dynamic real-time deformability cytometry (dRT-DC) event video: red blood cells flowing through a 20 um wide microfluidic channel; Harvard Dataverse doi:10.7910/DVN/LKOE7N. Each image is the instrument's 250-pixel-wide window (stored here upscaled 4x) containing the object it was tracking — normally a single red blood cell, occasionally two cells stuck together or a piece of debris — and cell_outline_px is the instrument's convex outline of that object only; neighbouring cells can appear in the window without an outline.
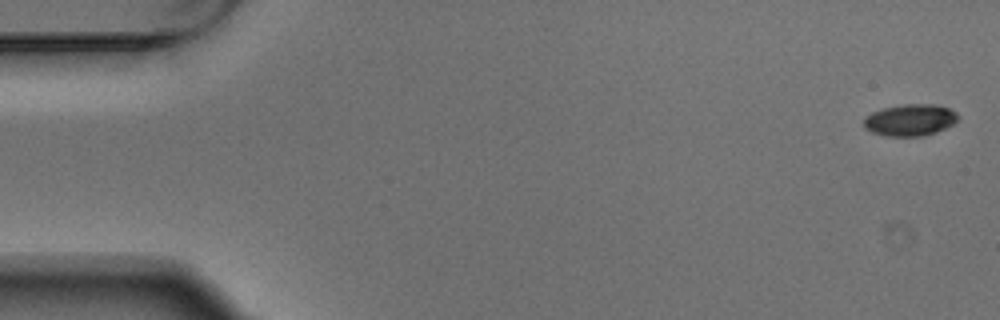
{"species": "Egyptian fruit bat (a non-hibernating species)", "species_latin": "Rousettus aegyptiacus", "temperature_condition": "warm", "stored_images_in_passage": 5, "camera_frame_rate_fps": 3000, "um_per_image_px": 0.085, "animal": {"sex": "male"}, "frame": {"image": 1, "passage_image": 1, "time_ms": 0.0, "image_size_px": [1000, 320], "cell_outline_px": [[960, 116], [952, 124], [936, 132], [924, 136], [888, 136], [872, 132], [864, 128], [864, 120], [872, 112], [884, 108], [904, 104], [936, 104], [948, 108], [956, 112]], "centroid_in_image_um": [77.37, 10.2], "position_along_channel_um": 7.6, "area_um2": 17.28}}
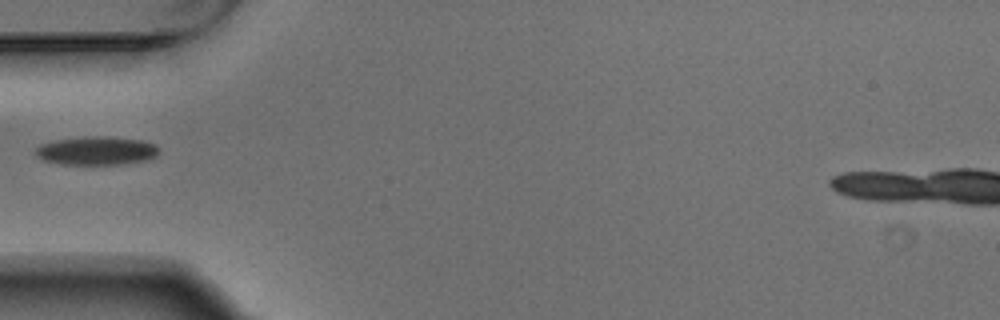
{"frame": {"image": 2, "passage_image": 5, "time_ms": 1.333, "image_size_px": [1000, 320], "cell_outline_px": [[156, 156], [144, 160], [120, 164], [60, 164], [44, 160], [36, 156], [36, 148], [40, 144], [56, 140], [84, 136], [108, 136], [144, 140], [156, 144]], "centroid_in_image_um": [8.18, 12.79], "position_along_channel_um": 76.8, "area_um2": 20.4}}